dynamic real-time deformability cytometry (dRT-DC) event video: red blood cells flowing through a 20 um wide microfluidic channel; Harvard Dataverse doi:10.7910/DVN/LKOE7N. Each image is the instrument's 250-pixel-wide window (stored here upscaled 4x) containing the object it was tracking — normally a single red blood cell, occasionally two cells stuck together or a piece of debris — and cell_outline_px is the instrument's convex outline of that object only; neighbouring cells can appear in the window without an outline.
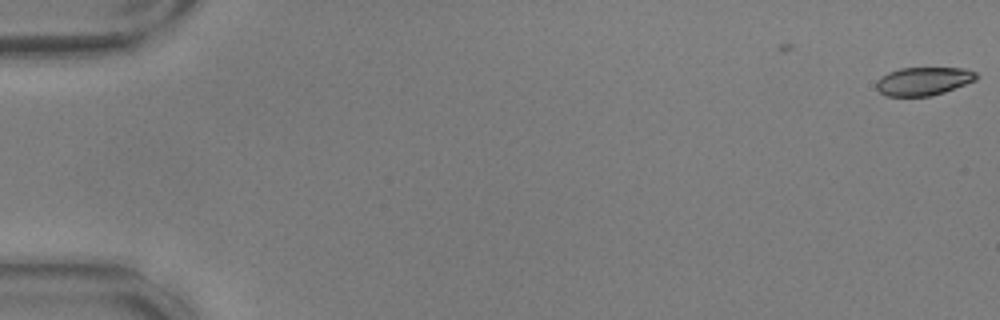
{"species": "common noctule bat (a hibernating species)", "species_latin": "Nyctalus noctula", "temperature_condition": "warm", "stored_images_in_passage": 11, "camera_frame_rate_fps": 3000, "um_per_image_px": 0.085, "animal": {"sex": "male", "body_mass_g": 17.9, "forearm_length_mm": 54.2}, "frame": {"image": 1, "passage_image": 1, "time_ms": 0.0, "image_size_px": [1000, 320], "cell_outline_px": [[980, 76], [976, 80], [944, 92], [932, 96], [888, 96], [880, 92], [876, 88], [876, 80], [880, 76], [888, 72], [900, 68], [964, 68], [976, 72]], "centroid_in_image_um": [78.49, 6.89], "position_along_channel_um": 6.5, "area_um2": 16.59}}